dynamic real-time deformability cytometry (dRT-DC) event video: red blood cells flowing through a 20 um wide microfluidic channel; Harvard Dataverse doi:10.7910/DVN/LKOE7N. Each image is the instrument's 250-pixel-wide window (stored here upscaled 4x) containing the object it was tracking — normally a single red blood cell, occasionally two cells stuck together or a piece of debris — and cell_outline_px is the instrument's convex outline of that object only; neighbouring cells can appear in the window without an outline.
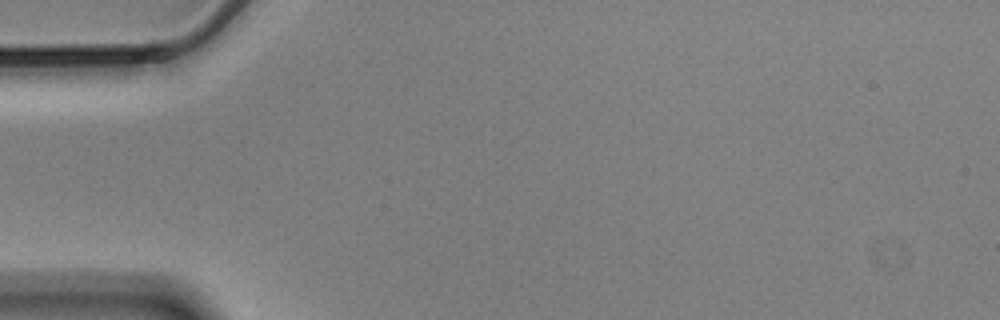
{"species": "Egyptian fruit bat (a non-hibernating species)", "species_latin": "Rousettus aegyptiacus", "temperature_condition": "cold", "stored_images_in_passage": 4, "camera_frame_rate_fps": 3000, "um_per_image_px": 0.085, "animal": {"sex": "male"}, "frame": {"image": 1, "passage_image": 1, "time_ms": 0.0, "image_size_px": [1000, 320], "cell_outline_px": [[168, 48], [156, 60], [28, 64], [20, 52], [32, 48]], "centroid_in_image_um": [7.63, 4.67], "position_along_channel_um": 77.4, "area_um2": 13.87}}